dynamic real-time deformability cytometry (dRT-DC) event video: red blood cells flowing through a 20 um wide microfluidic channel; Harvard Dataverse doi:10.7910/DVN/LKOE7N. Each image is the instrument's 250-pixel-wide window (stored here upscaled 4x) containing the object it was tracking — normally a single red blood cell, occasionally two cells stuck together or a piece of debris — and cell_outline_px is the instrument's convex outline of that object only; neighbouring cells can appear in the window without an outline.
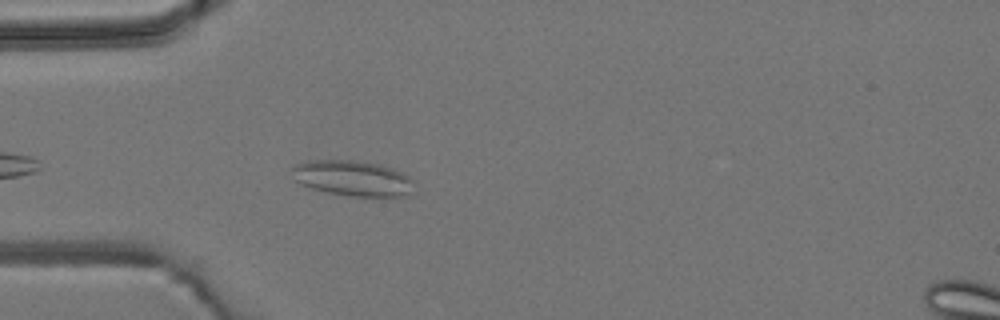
{"species": "common noctule bat (a hibernating species)", "species_latin": "Nyctalus noctula", "temperature_condition": "room temperature", "stored_images_in_passage": 5, "camera_frame_rate_fps": 3000, "um_per_image_px": 0.085, "animal": {"sex": "male", "body_mass_g": 19.2, "forearm_length_mm": 51.8}, "frame": {"image": 1, "passage_image": 5, "time_ms": 4.667, "image_size_px": [1000, 320], "cell_outline_px": [[416, 196], [384, 200], [348, 196], [328, 192], [312, 188], [300, 184], [292, 180], [292, 164], [304, 160], [352, 160], [380, 164], [392, 168], [416, 180]], "centroid_in_image_um": [30.11, 15.21], "position_along_channel_um": 54.9, "area_um2": 27.05}}